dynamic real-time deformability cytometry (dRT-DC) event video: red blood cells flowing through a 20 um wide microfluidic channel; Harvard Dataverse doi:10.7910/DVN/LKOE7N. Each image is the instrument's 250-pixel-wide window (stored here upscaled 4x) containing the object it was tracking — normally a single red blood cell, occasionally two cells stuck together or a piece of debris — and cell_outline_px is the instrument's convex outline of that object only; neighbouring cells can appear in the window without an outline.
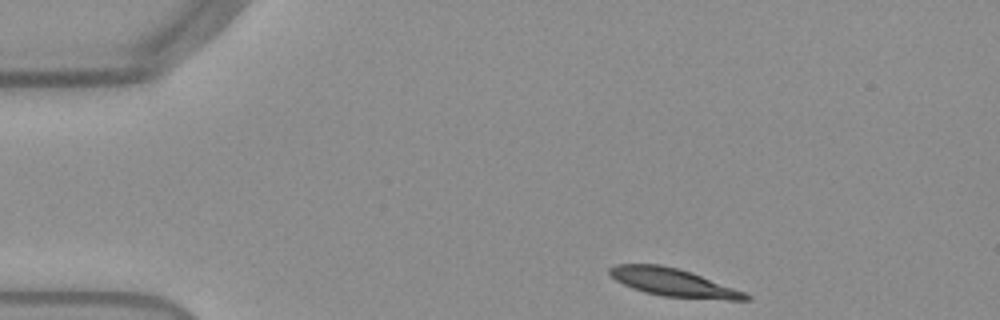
{"species": "Egyptian fruit bat (a non-hibernating species)", "species_latin": "Rousettus aegyptiacus", "temperature_condition": "warm", "stored_images_in_passage": 46, "camera_frame_rate_fps": 3000, "um_per_image_px": 0.085, "frame": {"image": 1, "passage_image": 1, "time_ms": 0.0, "image_size_px": [1000, 320], "cell_outline_px": [[752, 296], [748, 300], [728, 300], [664, 296], [644, 292], [632, 288], [616, 280], [608, 272], [608, 268], [616, 264], [660, 264], [680, 268], [692, 272], [744, 292]], "centroid_in_image_um": [57.22, 24.0], "position_along_channel_um": 27.8, "area_um2": 22.08}}
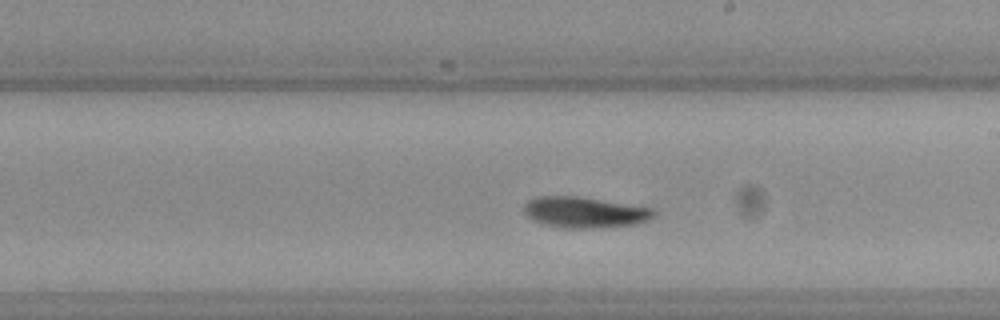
{"frame": {"image": 2, "passage_image": 23, "time_ms": 7.333, "image_size_px": [1000, 320], "cell_outline_px": [[656, 212], [648, 220], [636, 224], [596, 228], [564, 228], [544, 224], [532, 220], [524, 212], [524, 204], [528, 200], [536, 196], [580, 196], [652, 208]], "centroid_in_image_um": [49.66, 18.04], "position_along_channel_um": 239.3, "area_um2": 23.41}}
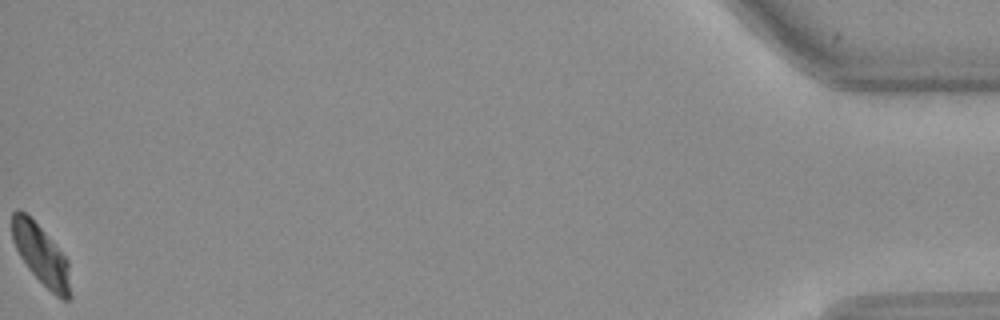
{"frame": {"image": 3, "passage_image": 46, "time_ms": 15.0, "image_size_px": [1000, 320], "cell_outline_px": [[72, 296], [68, 300], [64, 300], [56, 296], [28, 268], [20, 256], [12, 240], [12, 212], [16, 208], [20, 208], [44, 232], [68, 260]], "centroid_in_image_um": [3.5, 21.68], "position_along_channel_um": 431.7, "area_um2": 20.11}, "authors_computed_cell_mechanics": {"area_um2": 22.7732, "velocity_mm_per_s": 3.798, "shape_relaxation_time_tau1_ms": 6.3538, "shape_relaxation_time_tau2_ms": 5.4123, "deformation_change_tau1": 0.1581, "deformation_change_tau2": 0.0745}}